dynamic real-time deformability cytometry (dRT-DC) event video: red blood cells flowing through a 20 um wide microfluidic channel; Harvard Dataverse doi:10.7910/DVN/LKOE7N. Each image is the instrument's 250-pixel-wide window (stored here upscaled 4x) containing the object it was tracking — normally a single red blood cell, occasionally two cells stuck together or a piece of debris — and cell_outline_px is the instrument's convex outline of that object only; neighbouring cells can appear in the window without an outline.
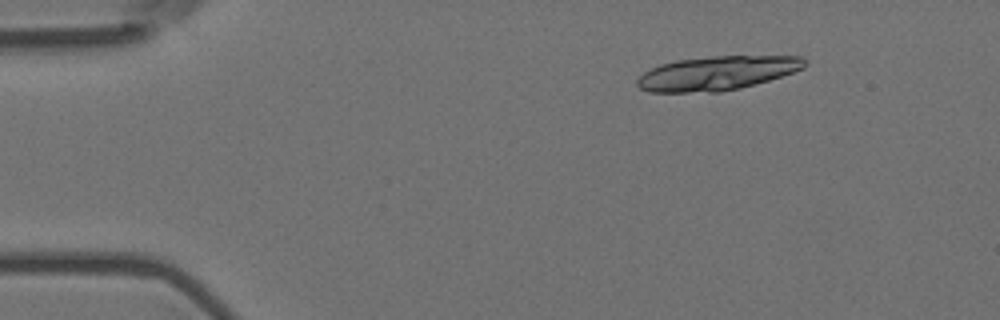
{"species": "Egyptian fruit bat (a non-hibernating species)", "species_latin": "Rousettus aegyptiacus", "temperature_condition": "room temperature", "stored_images_in_passage": 10, "segment_of_instrument_passage": [1, 2], "camera_frame_rate_fps": 3000, "um_per_image_px": 0.085, "animal": {"sex": "female"}, "frame": {"image": 1, "passage_image": 2, "time_ms": 0.333, "image_size_px": [1000, 320], "cell_outline_px": [[808, 64], [804, 68], [768, 80], [740, 88], [720, 92], [648, 92], [640, 88], [636, 84], [636, 80], [644, 72], [660, 64], [676, 60], [712, 56], [800, 56], [808, 60]], "centroid_in_image_um": [60.94, 6.21], "position_along_channel_um": 24.1, "area_um2": 33.23}}